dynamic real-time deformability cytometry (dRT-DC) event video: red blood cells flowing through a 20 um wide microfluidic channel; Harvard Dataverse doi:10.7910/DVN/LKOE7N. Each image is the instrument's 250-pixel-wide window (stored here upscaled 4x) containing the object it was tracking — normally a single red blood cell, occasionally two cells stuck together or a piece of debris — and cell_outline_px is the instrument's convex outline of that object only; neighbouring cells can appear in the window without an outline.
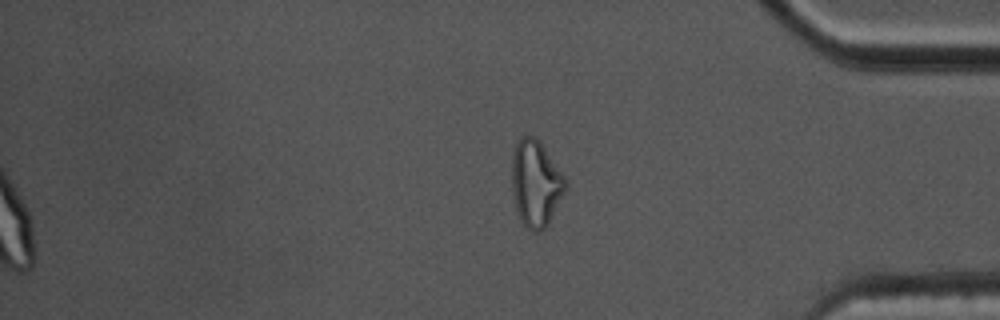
{"species": "common noctule bat (a hibernating species)", "species_latin": "Nyctalus noctula", "temperature_condition": "cold", "stored_images_in_passage": 57, "segment_of_instrument_passage": [2, 2], "camera_frame_rate_fps": 3000, "um_per_image_px": 0.085, "animal": {"sex": "male", "body_mass_g": 17.5, "forearm_length_mm": 52.3}, "frame": {"image": 1, "passage_image": 57, "time_ms": 18.667, "image_size_px": [1000, 320], "cell_outline_px": [[568, 188], [548, 224], [540, 232], [536, 232], [528, 228], [520, 220], [516, 208], [512, 192], [512, 156], [516, 144], [520, 136], [532, 136], [540, 140], [568, 180]], "centroid_in_image_um": [45.57, 15.58], "position_along_channel_um": 389.6, "area_um2": 27.34}}